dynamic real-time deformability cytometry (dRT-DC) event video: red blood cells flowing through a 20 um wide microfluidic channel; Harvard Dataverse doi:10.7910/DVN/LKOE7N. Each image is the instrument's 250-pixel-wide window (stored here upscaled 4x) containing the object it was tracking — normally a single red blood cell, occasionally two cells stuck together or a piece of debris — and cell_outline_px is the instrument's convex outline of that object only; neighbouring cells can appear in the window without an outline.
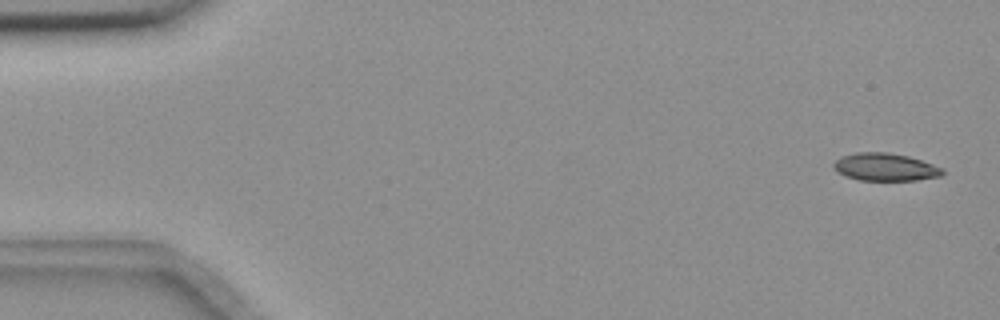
{"species": "common noctule bat (a hibernating species)", "species_latin": "Nyctalus noctula", "temperature_condition": "room temperature", "stored_images_in_passage": 4, "camera_frame_rate_fps": 3000, "um_per_image_px": 0.085, "animal": {"sex": "female", "body_mass_g": 18.4}, "frame": {"image": 1, "passage_image": 1, "time_ms": 0.0, "image_size_px": [1000, 320], "cell_outline_px": [[944, 172], [940, 176], [916, 180], [860, 180], [836, 172], [832, 164], [840, 156], [856, 152], [888, 152], [908, 156], [944, 168]], "centroid_in_image_um": [75.22, 14.19], "position_along_channel_um": 9.8, "area_um2": 17.51}}
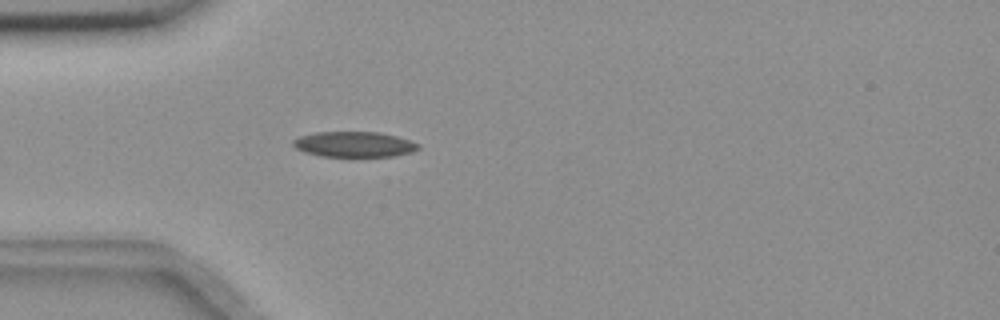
{"frame": {"image": 2, "passage_image": 4, "time_ms": 1.0, "image_size_px": [1000, 320], "cell_outline_px": [[420, 148], [412, 152], [392, 156], [320, 156], [304, 152], [296, 148], [292, 144], [292, 140], [300, 136], [316, 132], [380, 132], [396, 136], [420, 144]], "centroid_in_image_um": [30.09, 12.26], "position_along_channel_um": 54.9, "area_um2": 18.5}}